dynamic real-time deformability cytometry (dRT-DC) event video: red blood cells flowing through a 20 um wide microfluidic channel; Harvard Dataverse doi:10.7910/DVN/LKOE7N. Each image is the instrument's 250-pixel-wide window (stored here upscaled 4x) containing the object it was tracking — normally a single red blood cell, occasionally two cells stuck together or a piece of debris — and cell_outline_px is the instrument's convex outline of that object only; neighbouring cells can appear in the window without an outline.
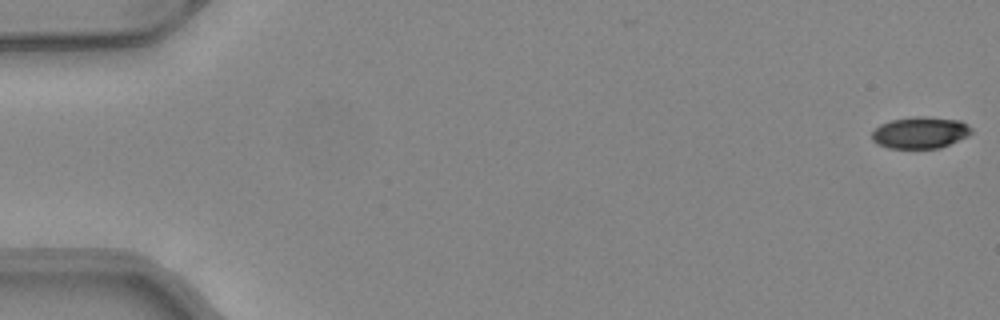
{"species": "common noctule bat (a hibernating species)", "species_latin": "Nyctalus noctula", "temperature_condition": "warm", "stored_images_in_passage": 51, "camera_frame_rate_fps": 3000, "um_per_image_px": 0.085, "animal": {"sex": "female", "body_mass_g": 24.6, "forearm_length_mm": 56.2}, "frame": {"image": 1, "passage_image": 1, "time_ms": 0.0, "image_size_px": [1000, 320], "cell_outline_px": [[972, 132], [968, 136], [940, 148], [888, 148], [876, 144], [872, 140], [872, 132], [880, 124], [892, 120], [916, 116], [924, 116], [960, 120], [968, 124], [972, 128]], "centroid_in_image_um": [78.22, 11.27], "position_along_channel_um": 6.8, "area_um2": 18.44}}
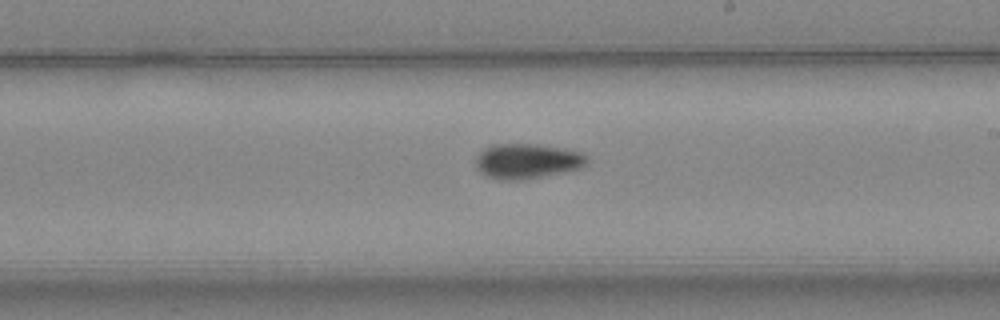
{"frame": {"image": 2, "passage_image": 30, "time_ms": 9.667, "image_size_px": [1000, 320], "cell_outline_px": [[588, 164], [584, 168], [564, 172], [520, 180], [500, 180], [484, 176], [476, 168], [476, 156], [484, 148], [492, 144], [536, 144], [584, 152], [588, 156]], "centroid_in_image_um": [44.82, 13.7], "position_along_channel_um": 244.2, "area_um2": 23.06}}
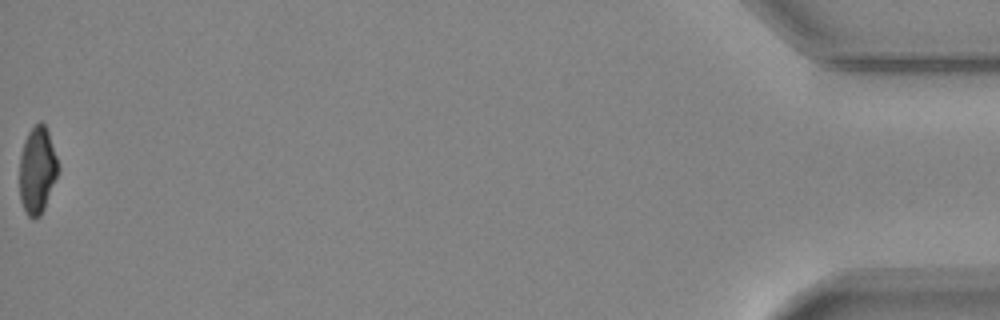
{"frame": {"image": 3, "passage_image": 51, "time_ms": 16.667, "image_size_px": [1000, 320], "cell_outline_px": [[60, 168], [44, 208], [40, 216], [36, 220], [32, 220], [28, 216], [20, 200], [20, 156], [24, 140], [28, 132], [40, 120], [44, 124], [48, 132]], "centroid_in_image_um": [3.16, 14.48], "position_along_channel_um": 432.0, "area_um2": 19.48}, "authors_computed_cell_mechanics": {"area_um2": 21.0392, "velocity_mm_per_s": 4.1301, "shape_relaxation_time_tau1_ms": 8.2103, "shape_relaxation_time_tau2_ms": null, "deformation_change_tau1": 0.1986, "deformation_change_tau2": null}}